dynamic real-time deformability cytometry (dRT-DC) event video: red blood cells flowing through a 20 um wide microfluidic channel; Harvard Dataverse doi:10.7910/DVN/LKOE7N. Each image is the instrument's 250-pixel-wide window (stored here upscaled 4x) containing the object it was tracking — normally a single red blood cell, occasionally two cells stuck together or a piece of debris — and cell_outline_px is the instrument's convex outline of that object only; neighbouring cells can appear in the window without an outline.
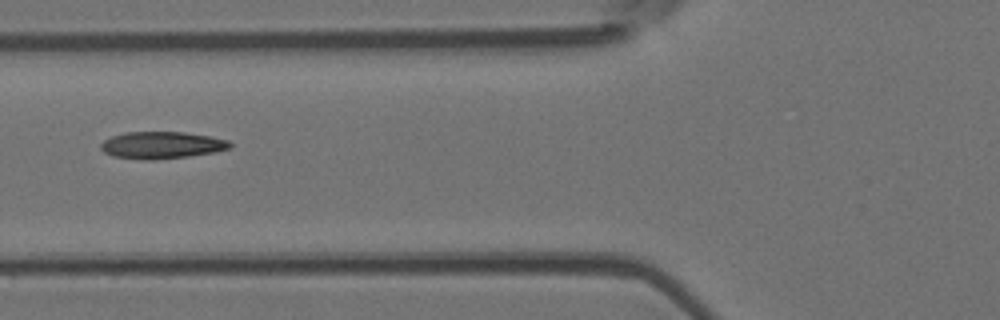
{"species": "Egyptian fruit bat (a non-hibernating species)", "species_latin": "Rousettus aegyptiacus", "temperature_condition": "room temperature", "stored_images_in_passage": 9, "camera_frame_rate_fps": 3000, "um_per_image_px": 0.085, "animal": {"sex": "female"}, "frame": {"image": 1, "passage_image": 6, "time_ms": 6.667, "image_size_px": [1000, 320], "cell_outline_px": [[232, 148], [216, 152], [188, 156], [152, 160], [144, 160], [112, 156], [104, 152], [100, 148], [100, 144], [104, 140], [112, 136], [124, 132], [184, 132], [212, 136], [228, 140], [232, 144]], "centroid_in_image_um": [13.76, 12.33], "position_along_channel_um": 112.0, "area_um2": 20.52}}
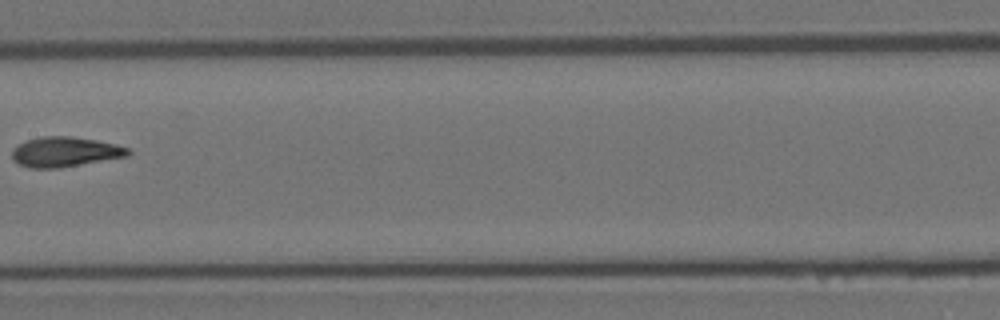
{"frame": {"image": 2, "passage_image": 8, "time_ms": 9.0, "image_size_px": [1000, 320], "cell_outline_px": [[132, 152], [128, 156], [56, 168], [28, 168], [12, 160], [12, 148], [28, 140], [40, 136], [72, 136], [96, 140], [116, 144], [128, 148]], "centroid_in_image_um": [5.51, 12.9], "position_along_channel_um": 201.9, "area_um2": 20.17}}
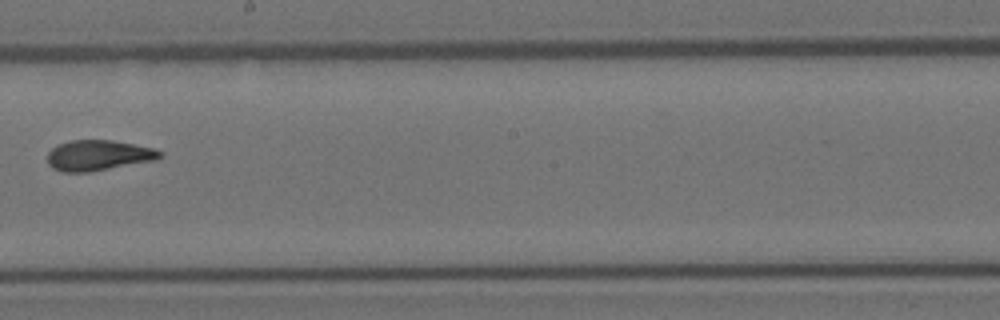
{"frame": {"image": 3, "passage_image": 9, "time_ms": 10.0, "image_size_px": [1000, 320], "cell_outline_px": [[164, 156], [156, 160], [88, 172], [60, 172], [52, 168], [48, 164], [48, 152], [52, 148], [60, 144], [72, 140], [112, 140], [152, 148], [164, 152]], "centroid_in_image_um": [8.37, 13.21], "position_along_channel_um": 239.8, "area_um2": 19.94}}